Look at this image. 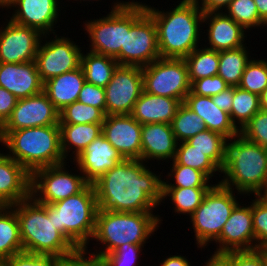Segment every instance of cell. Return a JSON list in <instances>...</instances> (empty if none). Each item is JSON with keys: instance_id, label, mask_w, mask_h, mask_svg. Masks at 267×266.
Wrapping results in <instances>:
<instances>
[{"instance_id": "277c9868", "label": "cell", "mask_w": 267, "mask_h": 266, "mask_svg": "<svg viewBox=\"0 0 267 266\" xmlns=\"http://www.w3.org/2000/svg\"><path fill=\"white\" fill-rule=\"evenodd\" d=\"M222 180L238 194L259 195L267 186V148L238 134L227 141Z\"/></svg>"}, {"instance_id": "f907efd6", "label": "cell", "mask_w": 267, "mask_h": 266, "mask_svg": "<svg viewBox=\"0 0 267 266\" xmlns=\"http://www.w3.org/2000/svg\"><path fill=\"white\" fill-rule=\"evenodd\" d=\"M17 98L5 88L0 87V121L4 124L16 106Z\"/></svg>"}, {"instance_id": "5bb4252c", "label": "cell", "mask_w": 267, "mask_h": 266, "mask_svg": "<svg viewBox=\"0 0 267 266\" xmlns=\"http://www.w3.org/2000/svg\"><path fill=\"white\" fill-rule=\"evenodd\" d=\"M142 92V68L118 65L105 87L106 115L131 114Z\"/></svg>"}, {"instance_id": "4dcf8cb0", "label": "cell", "mask_w": 267, "mask_h": 266, "mask_svg": "<svg viewBox=\"0 0 267 266\" xmlns=\"http://www.w3.org/2000/svg\"><path fill=\"white\" fill-rule=\"evenodd\" d=\"M249 52L247 46L219 51L217 75L229 86L237 87L239 85L244 69L251 60Z\"/></svg>"}, {"instance_id": "91938a15", "label": "cell", "mask_w": 267, "mask_h": 266, "mask_svg": "<svg viewBox=\"0 0 267 266\" xmlns=\"http://www.w3.org/2000/svg\"><path fill=\"white\" fill-rule=\"evenodd\" d=\"M259 196L267 202V186L265 189L259 194Z\"/></svg>"}, {"instance_id": "680465c9", "label": "cell", "mask_w": 267, "mask_h": 266, "mask_svg": "<svg viewBox=\"0 0 267 266\" xmlns=\"http://www.w3.org/2000/svg\"><path fill=\"white\" fill-rule=\"evenodd\" d=\"M13 0H0V9L2 8H9V6L12 4Z\"/></svg>"}, {"instance_id": "7dc6e473", "label": "cell", "mask_w": 267, "mask_h": 266, "mask_svg": "<svg viewBox=\"0 0 267 266\" xmlns=\"http://www.w3.org/2000/svg\"><path fill=\"white\" fill-rule=\"evenodd\" d=\"M227 87L229 85L219 75H214L195 80L191 84V91L199 96L212 97Z\"/></svg>"}, {"instance_id": "1f68e13d", "label": "cell", "mask_w": 267, "mask_h": 266, "mask_svg": "<svg viewBox=\"0 0 267 266\" xmlns=\"http://www.w3.org/2000/svg\"><path fill=\"white\" fill-rule=\"evenodd\" d=\"M189 81L192 84L195 80L217 75L219 67V51L206 47H198L191 54L184 58Z\"/></svg>"}, {"instance_id": "2e32d148", "label": "cell", "mask_w": 267, "mask_h": 266, "mask_svg": "<svg viewBox=\"0 0 267 266\" xmlns=\"http://www.w3.org/2000/svg\"><path fill=\"white\" fill-rule=\"evenodd\" d=\"M59 125V110L44 92L18 99L11 116L3 124L2 131Z\"/></svg>"}, {"instance_id": "d6986e66", "label": "cell", "mask_w": 267, "mask_h": 266, "mask_svg": "<svg viewBox=\"0 0 267 266\" xmlns=\"http://www.w3.org/2000/svg\"><path fill=\"white\" fill-rule=\"evenodd\" d=\"M59 0H13L9 19L21 26L37 29L42 35L55 34L60 13ZM13 7V8H12ZM59 12V13H58Z\"/></svg>"}, {"instance_id": "5b68a950", "label": "cell", "mask_w": 267, "mask_h": 266, "mask_svg": "<svg viewBox=\"0 0 267 266\" xmlns=\"http://www.w3.org/2000/svg\"><path fill=\"white\" fill-rule=\"evenodd\" d=\"M1 145L7 155L21 164L30 174L34 171L65 163L61 149L60 125L2 131Z\"/></svg>"}, {"instance_id": "30bf717a", "label": "cell", "mask_w": 267, "mask_h": 266, "mask_svg": "<svg viewBox=\"0 0 267 266\" xmlns=\"http://www.w3.org/2000/svg\"><path fill=\"white\" fill-rule=\"evenodd\" d=\"M143 91L184 102L191 91L188 68L184 59L159 58L142 67Z\"/></svg>"}, {"instance_id": "be15d7a7", "label": "cell", "mask_w": 267, "mask_h": 266, "mask_svg": "<svg viewBox=\"0 0 267 266\" xmlns=\"http://www.w3.org/2000/svg\"><path fill=\"white\" fill-rule=\"evenodd\" d=\"M2 130H3V123L0 121V135H1ZM0 143H2L1 140H0Z\"/></svg>"}, {"instance_id": "9f6ffc18", "label": "cell", "mask_w": 267, "mask_h": 266, "mask_svg": "<svg viewBox=\"0 0 267 266\" xmlns=\"http://www.w3.org/2000/svg\"><path fill=\"white\" fill-rule=\"evenodd\" d=\"M259 17L265 21L267 19V0H254Z\"/></svg>"}, {"instance_id": "f6af8a7d", "label": "cell", "mask_w": 267, "mask_h": 266, "mask_svg": "<svg viewBox=\"0 0 267 266\" xmlns=\"http://www.w3.org/2000/svg\"><path fill=\"white\" fill-rule=\"evenodd\" d=\"M61 257L22 251L4 260L5 266H58Z\"/></svg>"}, {"instance_id": "ac0fdd59", "label": "cell", "mask_w": 267, "mask_h": 266, "mask_svg": "<svg viewBox=\"0 0 267 266\" xmlns=\"http://www.w3.org/2000/svg\"><path fill=\"white\" fill-rule=\"evenodd\" d=\"M245 206L237 204L227 222L224 224L220 236L214 241L218 244L214 253L230 251L254 250L255 236L252 222V202Z\"/></svg>"}, {"instance_id": "836d02e7", "label": "cell", "mask_w": 267, "mask_h": 266, "mask_svg": "<svg viewBox=\"0 0 267 266\" xmlns=\"http://www.w3.org/2000/svg\"><path fill=\"white\" fill-rule=\"evenodd\" d=\"M210 188H163V200L168 199L174 206L173 210L177 214L191 216L200 206L206 193ZM168 196V197H167ZM166 198V199H165Z\"/></svg>"}, {"instance_id": "ba28073f", "label": "cell", "mask_w": 267, "mask_h": 266, "mask_svg": "<svg viewBox=\"0 0 267 266\" xmlns=\"http://www.w3.org/2000/svg\"><path fill=\"white\" fill-rule=\"evenodd\" d=\"M161 58L157 30L145 3L129 1L125 4L124 47L119 52V65L145 67Z\"/></svg>"}, {"instance_id": "7402d4cb", "label": "cell", "mask_w": 267, "mask_h": 266, "mask_svg": "<svg viewBox=\"0 0 267 266\" xmlns=\"http://www.w3.org/2000/svg\"><path fill=\"white\" fill-rule=\"evenodd\" d=\"M203 23L208 25L207 39L210 46L204 47L215 50H229L247 45L244 43L246 31L240 24H237L224 12H206L203 16Z\"/></svg>"}, {"instance_id": "6125c7cd", "label": "cell", "mask_w": 267, "mask_h": 266, "mask_svg": "<svg viewBox=\"0 0 267 266\" xmlns=\"http://www.w3.org/2000/svg\"><path fill=\"white\" fill-rule=\"evenodd\" d=\"M8 205L0 198V209L7 207Z\"/></svg>"}, {"instance_id": "e7e4bbea", "label": "cell", "mask_w": 267, "mask_h": 266, "mask_svg": "<svg viewBox=\"0 0 267 266\" xmlns=\"http://www.w3.org/2000/svg\"><path fill=\"white\" fill-rule=\"evenodd\" d=\"M267 27V19L263 22V27Z\"/></svg>"}, {"instance_id": "ffe728a7", "label": "cell", "mask_w": 267, "mask_h": 266, "mask_svg": "<svg viewBox=\"0 0 267 266\" xmlns=\"http://www.w3.org/2000/svg\"><path fill=\"white\" fill-rule=\"evenodd\" d=\"M123 160L120 153L104 137L103 134L95 138L77 157L73 159L77 169L84 179L93 184L109 169Z\"/></svg>"}, {"instance_id": "11a10c76", "label": "cell", "mask_w": 267, "mask_h": 266, "mask_svg": "<svg viewBox=\"0 0 267 266\" xmlns=\"http://www.w3.org/2000/svg\"><path fill=\"white\" fill-rule=\"evenodd\" d=\"M203 266H231L230 260L223 253H213Z\"/></svg>"}, {"instance_id": "ab89813d", "label": "cell", "mask_w": 267, "mask_h": 266, "mask_svg": "<svg viewBox=\"0 0 267 266\" xmlns=\"http://www.w3.org/2000/svg\"><path fill=\"white\" fill-rule=\"evenodd\" d=\"M224 13L247 31L263 27L264 21L259 17L254 0H232Z\"/></svg>"}, {"instance_id": "7c38bea8", "label": "cell", "mask_w": 267, "mask_h": 266, "mask_svg": "<svg viewBox=\"0 0 267 266\" xmlns=\"http://www.w3.org/2000/svg\"><path fill=\"white\" fill-rule=\"evenodd\" d=\"M125 1L114 2L111 11L104 17L86 20L83 29L90 39V52L115 58L119 63V52L125 39Z\"/></svg>"}, {"instance_id": "3957f363", "label": "cell", "mask_w": 267, "mask_h": 266, "mask_svg": "<svg viewBox=\"0 0 267 266\" xmlns=\"http://www.w3.org/2000/svg\"><path fill=\"white\" fill-rule=\"evenodd\" d=\"M11 207L18 218L23 251L62 258L77 249L56 230L50 204H40L30 196Z\"/></svg>"}, {"instance_id": "60d3db41", "label": "cell", "mask_w": 267, "mask_h": 266, "mask_svg": "<svg viewBox=\"0 0 267 266\" xmlns=\"http://www.w3.org/2000/svg\"><path fill=\"white\" fill-rule=\"evenodd\" d=\"M238 87L260 96L267 88L266 59H251L244 69Z\"/></svg>"}, {"instance_id": "484cf974", "label": "cell", "mask_w": 267, "mask_h": 266, "mask_svg": "<svg viewBox=\"0 0 267 266\" xmlns=\"http://www.w3.org/2000/svg\"><path fill=\"white\" fill-rule=\"evenodd\" d=\"M181 104L177 99L149 94L143 91L135 102L131 115L141 125L148 123L171 124Z\"/></svg>"}, {"instance_id": "681fc988", "label": "cell", "mask_w": 267, "mask_h": 266, "mask_svg": "<svg viewBox=\"0 0 267 266\" xmlns=\"http://www.w3.org/2000/svg\"><path fill=\"white\" fill-rule=\"evenodd\" d=\"M231 266H266L264 256L259 249L230 251L223 253Z\"/></svg>"}, {"instance_id": "003e7915", "label": "cell", "mask_w": 267, "mask_h": 266, "mask_svg": "<svg viewBox=\"0 0 267 266\" xmlns=\"http://www.w3.org/2000/svg\"><path fill=\"white\" fill-rule=\"evenodd\" d=\"M73 1H74V0H73ZM75 1H76V0H75ZM77 1H78V0H77ZM80 1L82 2V0H80ZM83 1L85 2V1H87V0H83ZM88 1L90 2L91 0H88ZM93 1H94V0H93ZM95 1H97V0H95ZM98 1H99V0H98Z\"/></svg>"}, {"instance_id": "94428289", "label": "cell", "mask_w": 267, "mask_h": 266, "mask_svg": "<svg viewBox=\"0 0 267 266\" xmlns=\"http://www.w3.org/2000/svg\"><path fill=\"white\" fill-rule=\"evenodd\" d=\"M259 250L262 252V254L264 256V262H265V264L267 266V248H262V249H259Z\"/></svg>"}, {"instance_id": "f1b7e54d", "label": "cell", "mask_w": 267, "mask_h": 266, "mask_svg": "<svg viewBox=\"0 0 267 266\" xmlns=\"http://www.w3.org/2000/svg\"><path fill=\"white\" fill-rule=\"evenodd\" d=\"M119 63L115 58L93 52L81 54V67L85 80L93 85L105 88L112 79Z\"/></svg>"}, {"instance_id": "f35d334b", "label": "cell", "mask_w": 267, "mask_h": 266, "mask_svg": "<svg viewBox=\"0 0 267 266\" xmlns=\"http://www.w3.org/2000/svg\"><path fill=\"white\" fill-rule=\"evenodd\" d=\"M105 116L99 108L75 101L59 111V124L103 123Z\"/></svg>"}, {"instance_id": "f546056e", "label": "cell", "mask_w": 267, "mask_h": 266, "mask_svg": "<svg viewBox=\"0 0 267 266\" xmlns=\"http://www.w3.org/2000/svg\"><path fill=\"white\" fill-rule=\"evenodd\" d=\"M23 251L19 222L11 206L0 209V261Z\"/></svg>"}, {"instance_id": "9c48e42d", "label": "cell", "mask_w": 267, "mask_h": 266, "mask_svg": "<svg viewBox=\"0 0 267 266\" xmlns=\"http://www.w3.org/2000/svg\"><path fill=\"white\" fill-rule=\"evenodd\" d=\"M234 192L218 182L213 184L203 202L190 216L198 248H207L220 236L224 224L239 203Z\"/></svg>"}, {"instance_id": "7a4b0ae2", "label": "cell", "mask_w": 267, "mask_h": 266, "mask_svg": "<svg viewBox=\"0 0 267 266\" xmlns=\"http://www.w3.org/2000/svg\"><path fill=\"white\" fill-rule=\"evenodd\" d=\"M174 7L164 12L145 4L146 11L153 17L156 25L161 58L184 59L202 41L199 39L204 12L195 0H182Z\"/></svg>"}, {"instance_id": "d4e9b609", "label": "cell", "mask_w": 267, "mask_h": 266, "mask_svg": "<svg viewBox=\"0 0 267 266\" xmlns=\"http://www.w3.org/2000/svg\"><path fill=\"white\" fill-rule=\"evenodd\" d=\"M183 104L203 119L208 130L217 132L228 140L240 134L230 114L217 107L212 97L199 96L190 91Z\"/></svg>"}, {"instance_id": "52a82bcc", "label": "cell", "mask_w": 267, "mask_h": 266, "mask_svg": "<svg viewBox=\"0 0 267 266\" xmlns=\"http://www.w3.org/2000/svg\"><path fill=\"white\" fill-rule=\"evenodd\" d=\"M53 207V221L77 249L86 248L93 238L96 226L98 203L93 184L81 192L50 204Z\"/></svg>"}, {"instance_id": "d6a6232c", "label": "cell", "mask_w": 267, "mask_h": 266, "mask_svg": "<svg viewBox=\"0 0 267 266\" xmlns=\"http://www.w3.org/2000/svg\"><path fill=\"white\" fill-rule=\"evenodd\" d=\"M227 141L225 136L208 129L187 140L194 149L207 155L221 170L226 161Z\"/></svg>"}, {"instance_id": "cb8c5ba5", "label": "cell", "mask_w": 267, "mask_h": 266, "mask_svg": "<svg viewBox=\"0 0 267 266\" xmlns=\"http://www.w3.org/2000/svg\"><path fill=\"white\" fill-rule=\"evenodd\" d=\"M31 174L6 153L0 152V198L14 205L30 197Z\"/></svg>"}, {"instance_id": "e0dca14e", "label": "cell", "mask_w": 267, "mask_h": 266, "mask_svg": "<svg viewBox=\"0 0 267 266\" xmlns=\"http://www.w3.org/2000/svg\"><path fill=\"white\" fill-rule=\"evenodd\" d=\"M142 125L131 114L106 115L102 134L123 159L141 160Z\"/></svg>"}, {"instance_id": "8992f818", "label": "cell", "mask_w": 267, "mask_h": 266, "mask_svg": "<svg viewBox=\"0 0 267 266\" xmlns=\"http://www.w3.org/2000/svg\"><path fill=\"white\" fill-rule=\"evenodd\" d=\"M163 221L152 212L100 211L96 216L92 240L102 244L101 250L92 252L100 257L125 244L144 245ZM152 234V235H151Z\"/></svg>"}, {"instance_id": "74e56055", "label": "cell", "mask_w": 267, "mask_h": 266, "mask_svg": "<svg viewBox=\"0 0 267 266\" xmlns=\"http://www.w3.org/2000/svg\"><path fill=\"white\" fill-rule=\"evenodd\" d=\"M171 127L178 143L187 141L207 129L203 119L183 103L177 109L175 117L172 119Z\"/></svg>"}, {"instance_id": "83f0119b", "label": "cell", "mask_w": 267, "mask_h": 266, "mask_svg": "<svg viewBox=\"0 0 267 266\" xmlns=\"http://www.w3.org/2000/svg\"><path fill=\"white\" fill-rule=\"evenodd\" d=\"M59 125L61 149L66 160H68L67 156L71 150L70 160L77 157L95 138L102 134V123ZM72 156L73 158H71Z\"/></svg>"}, {"instance_id": "603a6c76", "label": "cell", "mask_w": 267, "mask_h": 266, "mask_svg": "<svg viewBox=\"0 0 267 266\" xmlns=\"http://www.w3.org/2000/svg\"><path fill=\"white\" fill-rule=\"evenodd\" d=\"M141 145V160L145 163L148 160L169 162L175 159L178 142L171 124L148 123L142 125Z\"/></svg>"}, {"instance_id": "f5cc1de1", "label": "cell", "mask_w": 267, "mask_h": 266, "mask_svg": "<svg viewBox=\"0 0 267 266\" xmlns=\"http://www.w3.org/2000/svg\"><path fill=\"white\" fill-rule=\"evenodd\" d=\"M198 7L204 12H223L232 0H195ZM201 5V6H200Z\"/></svg>"}, {"instance_id": "7bdbcfd3", "label": "cell", "mask_w": 267, "mask_h": 266, "mask_svg": "<svg viewBox=\"0 0 267 266\" xmlns=\"http://www.w3.org/2000/svg\"><path fill=\"white\" fill-rule=\"evenodd\" d=\"M248 141L267 148V111L259 110L240 130Z\"/></svg>"}, {"instance_id": "bcb514c9", "label": "cell", "mask_w": 267, "mask_h": 266, "mask_svg": "<svg viewBox=\"0 0 267 266\" xmlns=\"http://www.w3.org/2000/svg\"><path fill=\"white\" fill-rule=\"evenodd\" d=\"M58 266H105V264L102 257L90 252L86 247L76 249L73 253L62 257Z\"/></svg>"}, {"instance_id": "816d5d0a", "label": "cell", "mask_w": 267, "mask_h": 266, "mask_svg": "<svg viewBox=\"0 0 267 266\" xmlns=\"http://www.w3.org/2000/svg\"><path fill=\"white\" fill-rule=\"evenodd\" d=\"M234 97V86H229L222 92L212 96L214 104L230 114Z\"/></svg>"}, {"instance_id": "8d00e7d4", "label": "cell", "mask_w": 267, "mask_h": 266, "mask_svg": "<svg viewBox=\"0 0 267 266\" xmlns=\"http://www.w3.org/2000/svg\"><path fill=\"white\" fill-rule=\"evenodd\" d=\"M171 164L170 172L167 174L168 181L172 178L174 183H170L165 178L163 180V188H211L213 185L210 179L201 171L177 164L174 160ZM174 179V180H173ZM209 183V184H208Z\"/></svg>"}, {"instance_id": "db71d44e", "label": "cell", "mask_w": 267, "mask_h": 266, "mask_svg": "<svg viewBox=\"0 0 267 266\" xmlns=\"http://www.w3.org/2000/svg\"><path fill=\"white\" fill-rule=\"evenodd\" d=\"M190 264L186 256L170 255L160 263V266H191Z\"/></svg>"}, {"instance_id": "8fae6325", "label": "cell", "mask_w": 267, "mask_h": 266, "mask_svg": "<svg viewBox=\"0 0 267 266\" xmlns=\"http://www.w3.org/2000/svg\"><path fill=\"white\" fill-rule=\"evenodd\" d=\"M66 165L40 168L31 174L30 196L36 202L52 204L78 194L89 184L81 172L73 175Z\"/></svg>"}, {"instance_id": "b9f144b4", "label": "cell", "mask_w": 267, "mask_h": 266, "mask_svg": "<svg viewBox=\"0 0 267 266\" xmlns=\"http://www.w3.org/2000/svg\"><path fill=\"white\" fill-rule=\"evenodd\" d=\"M254 197L251 201L255 249L267 248V202L259 195Z\"/></svg>"}, {"instance_id": "ee69618b", "label": "cell", "mask_w": 267, "mask_h": 266, "mask_svg": "<svg viewBox=\"0 0 267 266\" xmlns=\"http://www.w3.org/2000/svg\"><path fill=\"white\" fill-rule=\"evenodd\" d=\"M144 245L125 244L102 257L105 266H136Z\"/></svg>"}, {"instance_id": "e575fe53", "label": "cell", "mask_w": 267, "mask_h": 266, "mask_svg": "<svg viewBox=\"0 0 267 266\" xmlns=\"http://www.w3.org/2000/svg\"><path fill=\"white\" fill-rule=\"evenodd\" d=\"M260 110L259 96L234 86V97L230 117L235 126L242 127Z\"/></svg>"}, {"instance_id": "4316f807", "label": "cell", "mask_w": 267, "mask_h": 266, "mask_svg": "<svg viewBox=\"0 0 267 266\" xmlns=\"http://www.w3.org/2000/svg\"><path fill=\"white\" fill-rule=\"evenodd\" d=\"M82 67L63 73L44 82L43 92L60 111L66 105L77 101L85 83Z\"/></svg>"}, {"instance_id": "6da1fadb", "label": "cell", "mask_w": 267, "mask_h": 266, "mask_svg": "<svg viewBox=\"0 0 267 266\" xmlns=\"http://www.w3.org/2000/svg\"><path fill=\"white\" fill-rule=\"evenodd\" d=\"M142 160L123 159L93 185L100 211L154 212L163 201V176Z\"/></svg>"}, {"instance_id": "d590c367", "label": "cell", "mask_w": 267, "mask_h": 266, "mask_svg": "<svg viewBox=\"0 0 267 266\" xmlns=\"http://www.w3.org/2000/svg\"><path fill=\"white\" fill-rule=\"evenodd\" d=\"M174 161L203 172L210 180L217 174L215 172L221 173V169L207 155L194 149L187 141L178 143Z\"/></svg>"}, {"instance_id": "03108f58", "label": "cell", "mask_w": 267, "mask_h": 266, "mask_svg": "<svg viewBox=\"0 0 267 266\" xmlns=\"http://www.w3.org/2000/svg\"><path fill=\"white\" fill-rule=\"evenodd\" d=\"M0 266H5L4 261H0Z\"/></svg>"}, {"instance_id": "44dd1931", "label": "cell", "mask_w": 267, "mask_h": 266, "mask_svg": "<svg viewBox=\"0 0 267 266\" xmlns=\"http://www.w3.org/2000/svg\"><path fill=\"white\" fill-rule=\"evenodd\" d=\"M43 81L36 63H0V87L17 99H24L43 92Z\"/></svg>"}, {"instance_id": "9a60e30c", "label": "cell", "mask_w": 267, "mask_h": 266, "mask_svg": "<svg viewBox=\"0 0 267 266\" xmlns=\"http://www.w3.org/2000/svg\"><path fill=\"white\" fill-rule=\"evenodd\" d=\"M0 27V63L35 61L42 34L35 28L25 27L10 19ZM6 23V24H5Z\"/></svg>"}, {"instance_id": "4fadbf2b", "label": "cell", "mask_w": 267, "mask_h": 266, "mask_svg": "<svg viewBox=\"0 0 267 266\" xmlns=\"http://www.w3.org/2000/svg\"><path fill=\"white\" fill-rule=\"evenodd\" d=\"M53 35L55 37L50 40H45L50 34L42 36L35 56L37 71L43 83L81 65V47L69 37Z\"/></svg>"}, {"instance_id": "6f0895ef", "label": "cell", "mask_w": 267, "mask_h": 266, "mask_svg": "<svg viewBox=\"0 0 267 266\" xmlns=\"http://www.w3.org/2000/svg\"><path fill=\"white\" fill-rule=\"evenodd\" d=\"M260 99V109L267 111V88L259 96Z\"/></svg>"}, {"instance_id": "c3c4849f", "label": "cell", "mask_w": 267, "mask_h": 266, "mask_svg": "<svg viewBox=\"0 0 267 266\" xmlns=\"http://www.w3.org/2000/svg\"><path fill=\"white\" fill-rule=\"evenodd\" d=\"M77 101L99 108L106 115V96L105 88L103 87L85 81Z\"/></svg>"}]
</instances>
